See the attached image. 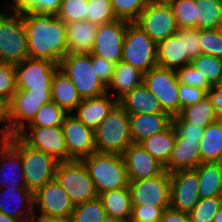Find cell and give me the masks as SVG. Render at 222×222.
I'll return each mask as SVG.
<instances>
[{"instance_id":"61","label":"cell","mask_w":222,"mask_h":222,"mask_svg":"<svg viewBox=\"0 0 222 222\" xmlns=\"http://www.w3.org/2000/svg\"><path fill=\"white\" fill-rule=\"evenodd\" d=\"M151 2H161V3H167L170 0H150Z\"/></svg>"},{"instance_id":"13","label":"cell","mask_w":222,"mask_h":222,"mask_svg":"<svg viewBox=\"0 0 222 222\" xmlns=\"http://www.w3.org/2000/svg\"><path fill=\"white\" fill-rule=\"evenodd\" d=\"M132 205L170 207V173L129 182Z\"/></svg>"},{"instance_id":"47","label":"cell","mask_w":222,"mask_h":222,"mask_svg":"<svg viewBox=\"0 0 222 222\" xmlns=\"http://www.w3.org/2000/svg\"><path fill=\"white\" fill-rule=\"evenodd\" d=\"M175 73L179 83H184L191 87L205 89L206 91L212 87L208 81L203 76H201L197 69L192 67L191 64L176 69Z\"/></svg>"},{"instance_id":"36","label":"cell","mask_w":222,"mask_h":222,"mask_svg":"<svg viewBox=\"0 0 222 222\" xmlns=\"http://www.w3.org/2000/svg\"><path fill=\"white\" fill-rule=\"evenodd\" d=\"M190 64L193 68L203 76L211 86H215L222 77V59L200 54L191 60Z\"/></svg>"},{"instance_id":"57","label":"cell","mask_w":222,"mask_h":222,"mask_svg":"<svg viewBox=\"0 0 222 222\" xmlns=\"http://www.w3.org/2000/svg\"><path fill=\"white\" fill-rule=\"evenodd\" d=\"M0 222H23V221L0 212Z\"/></svg>"},{"instance_id":"58","label":"cell","mask_w":222,"mask_h":222,"mask_svg":"<svg viewBox=\"0 0 222 222\" xmlns=\"http://www.w3.org/2000/svg\"><path fill=\"white\" fill-rule=\"evenodd\" d=\"M212 222H222V205L217 211V213L214 215Z\"/></svg>"},{"instance_id":"42","label":"cell","mask_w":222,"mask_h":222,"mask_svg":"<svg viewBox=\"0 0 222 222\" xmlns=\"http://www.w3.org/2000/svg\"><path fill=\"white\" fill-rule=\"evenodd\" d=\"M150 0H111L117 19L135 22Z\"/></svg>"},{"instance_id":"40","label":"cell","mask_w":222,"mask_h":222,"mask_svg":"<svg viewBox=\"0 0 222 222\" xmlns=\"http://www.w3.org/2000/svg\"><path fill=\"white\" fill-rule=\"evenodd\" d=\"M87 21L102 25L117 20L111 0H88Z\"/></svg>"},{"instance_id":"19","label":"cell","mask_w":222,"mask_h":222,"mask_svg":"<svg viewBox=\"0 0 222 222\" xmlns=\"http://www.w3.org/2000/svg\"><path fill=\"white\" fill-rule=\"evenodd\" d=\"M129 182L153 178L165 171V167L139 144H131L122 154Z\"/></svg>"},{"instance_id":"35","label":"cell","mask_w":222,"mask_h":222,"mask_svg":"<svg viewBox=\"0 0 222 222\" xmlns=\"http://www.w3.org/2000/svg\"><path fill=\"white\" fill-rule=\"evenodd\" d=\"M222 20V3L216 0H195V28L217 29Z\"/></svg>"},{"instance_id":"43","label":"cell","mask_w":222,"mask_h":222,"mask_svg":"<svg viewBox=\"0 0 222 222\" xmlns=\"http://www.w3.org/2000/svg\"><path fill=\"white\" fill-rule=\"evenodd\" d=\"M180 28H195V0H170L167 2Z\"/></svg>"},{"instance_id":"9","label":"cell","mask_w":222,"mask_h":222,"mask_svg":"<svg viewBox=\"0 0 222 222\" xmlns=\"http://www.w3.org/2000/svg\"><path fill=\"white\" fill-rule=\"evenodd\" d=\"M143 83L172 117L180 114L179 82L175 70L155 66L144 73Z\"/></svg>"},{"instance_id":"45","label":"cell","mask_w":222,"mask_h":222,"mask_svg":"<svg viewBox=\"0 0 222 222\" xmlns=\"http://www.w3.org/2000/svg\"><path fill=\"white\" fill-rule=\"evenodd\" d=\"M201 53L222 59V35L218 29H199Z\"/></svg>"},{"instance_id":"63","label":"cell","mask_w":222,"mask_h":222,"mask_svg":"<svg viewBox=\"0 0 222 222\" xmlns=\"http://www.w3.org/2000/svg\"><path fill=\"white\" fill-rule=\"evenodd\" d=\"M217 163L220 165V168L222 170V154H221V157H220V159H219V161Z\"/></svg>"},{"instance_id":"31","label":"cell","mask_w":222,"mask_h":222,"mask_svg":"<svg viewBox=\"0 0 222 222\" xmlns=\"http://www.w3.org/2000/svg\"><path fill=\"white\" fill-rule=\"evenodd\" d=\"M194 170L198 173L200 198L222 197V170L217 162H202Z\"/></svg>"},{"instance_id":"20","label":"cell","mask_w":222,"mask_h":222,"mask_svg":"<svg viewBox=\"0 0 222 222\" xmlns=\"http://www.w3.org/2000/svg\"><path fill=\"white\" fill-rule=\"evenodd\" d=\"M2 189H6V191L4 192ZM2 189H0V212L23 222H30L35 215L34 193L26 187H12V185ZM12 201H15L17 206L13 204L14 207H11ZM20 206L23 210L20 209Z\"/></svg>"},{"instance_id":"44","label":"cell","mask_w":222,"mask_h":222,"mask_svg":"<svg viewBox=\"0 0 222 222\" xmlns=\"http://www.w3.org/2000/svg\"><path fill=\"white\" fill-rule=\"evenodd\" d=\"M88 0H62L56 16L65 24L87 20Z\"/></svg>"},{"instance_id":"62","label":"cell","mask_w":222,"mask_h":222,"mask_svg":"<svg viewBox=\"0 0 222 222\" xmlns=\"http://www.w3.org/2000/svg\"><path fill=\"white\" fill-rule=\"evenodd\" d=\"M217 29L219 30L220 34L222 35V20H221V22L219 23V26H218Z\"/></svg>"},{"instance_id":"33","label":"cell","mask_w":222,"mask_h":222,"mask_svg":"<svg viewBox=\"0 0 222 222\" xmlns=\"http://www.w3.org/2000/svg\"><path fill=\"white\" fill-rule=\"evenodd\" d=\"M222 154V120H217L204 128L200 140L201 162H218Z\"/></svg>"},{"instance_id":"26","label":"cell","mask_w":222,"mask_h":222,"mask_svg":"<svg viewBox=\"0 0 222 222\" xmlns=\"http://www.w3.org/2000/svg\"><path fill=\"white\" fill-rule=\"evenodd\" d=\"M96 31L97 25L87 20L66 24L68 53L91 54Z\"/></svg>"},{"instance_id":"37","label":"cell","mask_w":222,"mask_h":222,"mask_svg":"<svg viewBox=\"0 0 222 222\" xmlns=\"http://www.w3.org/2000/svg\"><path fill=\"white\" fill-rule=\"evenodd\" d=\"M67 114L63 108L51 100L40 108L34 119L26 127L62 126Z\"/></svg>"},{"instance_id":"8","label":"cell","mask_w":222,"mask_h":222,"mask_svg":"<svg viewBox=\"0 0 222 222\" xmlns=\"http://www.w3.org/2000/svg\"><path fill=\"white\" fill-rule=\"evenodd\" d=\"M122 61L142 73L157 66V44L134 22L129 23L126 28Z\"/></svg>"},{"instance_id":"46","label":"cell","mask_w":222,"mask_h":222,"mask_svg":"<svg viewBox=\"0 0 222 222\" xmlns=\"http://www.w3.org/2000/svg\"><path fill=\"white\" fill-rule=\"evenodd\" d=\"M16 91L17 87L14 64L0 62V97L9 102Z\"/></svg>"},{"instance_id":"53","label":"cell","mask_w":222,"mask_h":222,"mask_svg":"<svg viewBox=\"0 0 222 222\" xmlns=\"http://www.w3.org/2000/svg\"><path fill=\"white\" fill-rule=\"evenodd\" d=\"M0 140H6L11 137V124L9 119L8 101L0 97Z\"/></svg>"},{"instance_id":"51","label":"cell","mask_w":222,"mask_h":222,"mask_svg":"<svg viewBox=\"0 0 222 222\" xmlns=\"http://www.w3.org/2000/svg\"><path fill=\"white\" fill-rule=\"evenodd\" d=\"M92 67L99 80L107 87L111 82L115 70V63L109 62L91 54Z\"/></svg>"},{"instance_id":"23","label":"cell","mask_w":222,"mask_h":222,"mask_svg":"<svg viewBox=\"0 0 222 222\" xmlns=\"http://www.w3.org/2000/svg\"><path fill=\"white\" fill-rule=\"evenodd\" d=\"M109 92L91 98H83L81 103L74 110V116L84 125L95 130L96 127L106 118L111 110L118 104V101L109 96Z\"/></svg>"},{"instance_id":"50","label":"cell","mask_w":222,"mask_h":222,"mask_svg":"<svg viewBox=\"0 0 222 222\" xmlns=\"http://www.w3.org/2000/svg\"><path fill=\"white\" fill-rule=\"evenodd\" d=\"M206 96L207 91L205 89L191 87L184 83H179L180 113L183 108L199 102Z\"/></svg>"},{"instance_id":"1","label":"cell","mask_w":222,"mask_h":222,"mask_svg":"<svg viewBox=\"0 0 222 222\" xmlns=\"http://www.w3.org/2000/svg\"><path fill=\"white\" fill-rule=\"evenodd\" d=\"M27 36L28 57L49 59L60 64L68 53L66 24L53 13L22 14Z\"/></svg>"},{"instance_id":"17","label":"cell","mask_w":222,"mask_h":222,"mask_svg":"<svg viewBox=\"0 0 222 222\" xmlns=\"http://www.w3.org/2000/svg\"><path fill=\"white\" fill-rule=\"evenodd\" d=\"M199 200V178L194 169L170 173L171 209L189 213Z\"/></svg>"},{"instance_id":"4","label":"cell","mask_w":222,"mask_h":222,"mask_svg":"<svg viewBox=\"0 0 222 222\" xmlns=\"http://www.w3.org/2000/svg\"><path fill=\"white\" fill-rule=\"evenodd\" d=\"M94 134L96 150L99 153L123 154L133 144L129 115L119 104L96 127Z\"/></svg>"},{"instance_id":"18","label":"cell","mask_w":222,"mask_h":222,"mask_svg":"<svg viewBox=\"0 0 222 222\" xmlns=\"http://www.w3.org/2000/svg\"><path fill=\"white\" fill-rule=\"evenodd\" d=\"M17 135L30 147L51 155L59 162L67 161V148L62 126L28 127Z\"/></svg>"},{"instance_id":"22","label":"cell","mask_w":222,"mask_h":222,"mask_svg":"<svg viewBox=\"0 0 222 222\" xmlns=\"http://www.w3.org/2000/svg\"><path fill=\"white\" fill-rule=\"evenodd\" d=\"M129 125L133 144H139L144 139L167 130L172 125V116L168 113L130 114Z\"/></svg>"},{"instance_id":"7","label":"cell","mask_w":222,"mask_h":222,"mask_svg":"<svg viewBox=\"0 0 222 222\" xmlns=\"http://www.w3.org/2000/svg\"><path fill=\"white\" fill-rule=\"evenodd\" d=\"M7 11H0V61L16 64L28 58L27 36L22 14Z\"/></svg>"},{"instance_id":"52","label":"cell","mask_w":222,"mask_h":222,"mask_svg":"<svg viewBox=\"0 0 222 222\" xmlns=\"http://www.w3.org/2000/svg\"><path fill=\"white\" fill-rule=\"evenodd\" d=\"M185 35L186 53L191 59L199 56L201 53V47L199 43V29L197 28H180L179 29Z\"/></svg>"},{"instance_id":"32","label":"cell","mask_w":222,"mask_h":222,"mask_svg":"<svg viewBox=\"0 0 222 222\" xmlns=\"http://www.w3.org/2000/svg\"><path fill=\"white\" fill-rule=\"evenodd\" d=\"M175 138L176 131L171 125L167 130L144 139L139 145L165 166L171 156Z\"/></svg>"},{"instance_id":"59","label":"cell","mask_w":222,"mask_h":222,"mask_svg":"<svg viewBox=\"0 0 222 222\" xmlns=\"http://www.w3.org/2000/svg\"><path fill=\"white\" fill-rule=\"evenodd\" d=\"M101 222H123L120 219L114 218L113 216L106 215Z\"/></svg>"},{"instance_id":"34","label":"cell","mask_w":222,"mask_h":222,"mask_svg":"<svg viewBox=\"0 0 222 222\" xmlns=\"http://www.w3.org/2000/svg\"><path fill=\"white\" fill-rule=\"evenodd\" d=\"M179 116L191 125L201 128H206L209 124L218 120L208 96L183 108Z\"/></svg>"},{"instance_id":"15","label":"cell","mask_w":222,"mask_h":222,"mask_svg":"<svg viewBox=\"0 0 222 222\" xmlns=\"http://www.w3.org/2000/svg\"><path fill=\"white\" fill-rule=\"evenodd\" d=\"M130 22L117 19L98 25L91 54L117 64L122 60L123 40Z\"/></svg>"},{"instance_id":"56","label":"cell","mask_w":222,"mask_h":222,"mask_svg":"<svg viewBox=\"0 0 222 222\" xmlns=\"http://www.w3.org/2000/svg\"><path fill=\"white\" fill-rule=\"evenodd\" d=\"M30 222H72L71 218H55L35 214Z\"/></svg>"},{"instance_id":"21","label":"cell","mask_w":222,"mask_h":222,"mask_svg":"<svg viewBox=\"0 0 222 222\" xmlns=\"http://www.w3.org/2000/svg\"><path fill=\"white\" fill-rule=\"evenodd\" d=\"M191 60L186 53L185 35L180 30L157 44V66L176 70Z\"/></svg>"},{"instance_id":"14","label":"cell","mask_w":222,"mask_h":222,"mask_svg":"<svg viewBox=\"0 0 222 222\" xmlns=\"http://www.w3.org/2000/svg\"><path fill=\"white\" fill-rule=\"evenodd\" d=\"M67 148V161L82 160L97 152L94 130L84 125L73 113H68L62 124Z\"/></svg>"},{"instance_id":"54","label":"cell","mask_w":222,"mask_h":222,"mask_svg":"<svg viewBox=\"0 0 222 222\" xmlns=\"http://www.w3.org/2000/svg\"><path fill=\"white\" fill-rule=\"evenodd\" d=\"M207 96L209 97L218 120H222V90L216 86H212L207 91Z\"/></svg>"},{"instance_id":"6","label":"cell","mask_w":222,"mask_h":222,"mask_svg":"<svg viewBox=\"0 0 222 222\" xmlns=\"http://www.w3.org/2000/svg\"><path fill=\"white\" fill-rule=\"evenodd\" d=\"M59 68L69 77L81 98L98 97L107 93L91 63V54L67 53Z\"/></svg>"},{"instance_id":"2","label":"cell","mask_w":222,"mask_h":222,"mask_svg":"<svg viewBox=\"0 0 222 222\" xmlns=\"http://www.w3.org/2000/svg\"><path fill=\"white\" fill-rule=\"evenodd\" d=\"M21 155L25 187L35 193L54 179L59 163L51 155L27 145L18 135L6 139Z\"/></svg>"},{"instance_id":"41","label":"cell","mask_w":222,"mask_h":222,"mask_svg":"<svg viewBox=\"0 0 222 222\" xmlns=\"http://www.w3.org/2000/svg\"><path fill=\"white\" fill-rule=\"evenodd\" d=\"M222 205V197L200 198L188 213L191 222H212Z\"/></svg>"},{"instance_id":"24","label":"cell","mask_w":222,"mask_h":222,"mask_svg":"<svg viewBox=\"0 0 222 222\" xmlns=\"http://www.w3.org/2000/svg\"><path fill=\"white\" fill-rule=\"evenodd\" d=\"M200 140L180 139L176 136L168 163L164 166L168 173L195 169L201 164Z\"/></svg>"},{"instance_id":"12","label":"cell","mask_w":222,"mask_h":222,"mask_svg":"<svg viewBox=\"0 0 222 222\" xmlns=\"http://www.w3.org/2000/svg\"><path fill=\"white\" fill-rule=\"evenodd\" d=\"M17 90H51L58 64L49 59L26 58L14 64Z\"/></svg>"},{"instance_id":"38","label":"cell","mask_w":222,"mask_h":222,"mask_svg":"<svg viewBox=\"0 0 222 222\" xmlns=\"http://www.w3.org/2000/svg\"><path fill=\"white\" fill-rule=\"evenodd\" d=\"M106 215L101 200L96 198L74 205L71 220L72 222H101Z\"/></svg>"},{"instance_id":"16","label":"cell","mask_w":222,"mask_h":222,"mask_svg":"<svg viewBox=\"0 0 222 222\" xmlns=\"http://www.w3.org/2000/svg\"><path fill=\"white\" fill-rule=\"evenodd\" d=\"M74 204L54 178L34 193V213L55 218H71Z\"/></svg>"},{"instance_id":"48","label":"cell","mask_w":222,"mask_h":222,"mask_svg":"<svg viewBox=\"0 0 222 222\" xmlns=\"http://www.w3.org/2000/svg\"><path fill=\"white\" fill-rule=\"evenodd\" d=\"M170 207H155L151 205H132L129 222H154L161 220L165 209Z\"/></svg>"},{"instance_id":"29","label":"cell","mask_w":222,"mask_h":222,"mask_svg":"<svg viewBox=\"0 0 222 222\" xmlns=\"http://www.w3.org/2000/svg\"><path fill=\"white\" fill-rule=\"evenodd\" d=\"M143 77L144 73L121 60L115 64L112 80L107 86V93L110 91L109 88H111L114 90L112 91L114 99L119 101L135 87L141 85Z\"/></svg>"},{"instance_id":"28","label":"cell","mask_w":222,"mask_h":222,"mask_svg":"<svg viewBox=\"0 0 222 222\" xmlns=\"http://www.w3.org/2000/svg\"><path fill=\"white\" fill-rule=\"evenodd\" d=\"M51 99L67 113H73L82 101L72 81L59 67L52 76Z\"/></svg>"},{"instance_id":"30","label":"cell","mask_w":222,"mask_h":222,"mask_svg":"<svg viewBox=\"0 0 222 222\" xmlns=\"http://www.w3.org/2000/svg\"><path fill=\"white\" fill-rule=\"evenodd\" d=\"M106 214L129 222L132 212V200L129 186L102 192L98 195Z\"/></svg>"},{"instance_id":"39","label":"cell","mask_w":222,"mask_h":222,"mask_svg":"<svg viewBox=\"0 0 222 222\" xmlns=\"http://www.w3.org/2000/svg\"><path fill=\"white\" fill-rule=\"evenodd\" d=\"M62 0H12L9 8L21 14L31 12L56 13L59 11Z\"/></svg>"},{"instance_id":"60","label":"cell","mask_w":222,"mask_h":222,"mask_svg":"<svg viewBox=\"0 0 222 222\" xmlns=\"http://www.w3.org/2000/svg\"><path fill=\"white\" fill-rule=\"evenodd\" d=\"M215 86L222 90V77L219 79L218 83Z\"/></svg>"},{"instance_id":"49","label":"cell","mask_w":222,"mask_h":222,"mask_svg":"<svg viewBox=\"0 0 222 222\" xmlns=\"http://www.w3.org/2000/svg\"><path fill=\"white\" fill-rule=\"evenodd\" d=\"M172 125L175 128L176 136L180 139H197L201 140L204 128L196 127L184 121L179 115L172 117Z\"/></svg>"},{"instance_id":"5","label":"cell","mask_w":222,"mask_h":222,"mask_svg":"<svg viewBox=\"0 0 222 222\" xmlns=\"http://www.w3.org/2000/svg\"><path fill=\"white\" fill-rule=\"evenodd\" d=\"M54 178L74 205L98 198L94 182L82 160L59 162Z\"/></svg>"},{"instance_id":"10","label":"cell","mask_w":222,"mask_h":222,"mask_svg":"<svg viewBox=\"0 0 222 222\" xmlns=\"http://www.w3.org/2000/svg\"><path fill=\"white\" fill-rule=\"evenodd\" d=\"M51 100V90H17L8 102L11 137L26 128L40 108Z\"/></svg>"},{"instance_id":"11","label":"cell","mask_w":222,"mask_h":222,"mask_svg":"<svg viewBox=\"0 0 222 222\" xmlns=\"http://www.w3.org/2000/svg\"><path fill=\"white\" fill-rule=\"evenodd\" d=\"M134 23L145 31L156 44L179 30L168 3L150 2Z\"/></svg>"},{"instance_id":"3","label":"cell","mask_w":222,"mask_h":222,"mask_svg":"<svg viewBox=\"0 0 222 222\" xmlns=\"http://www.w3.org/2000/svg\"><path fill=\"white\" fill-rule=\"evenodd\" d=\"M82 161L98 194L128 187L129 179L122 154L95 152Z\"/></svg>"},{"instance_id":"55","label":"cell","mask_w":222,"mask_h":222,"mask_svg":"<svg viewBox=\"0 0 222 222\" xmlns=\"http://www.w3.org/2000/svg\"><path fill=\"white\" fill-rule=\"evenodd\" d=\"M162 222H191L188 213L176 211L171 208L165 209L162 217Z\"/></svg>"},{"instance_id":"25","label":"cell","mask_w":222,"mask_h":222,"mask_svg":"<svg viewBox=\"0 0 222 222\" xmlns=\"http://www.w3.org/2000/svg\"><path fill=\"white\" fill-rule=\"evenodd\" d=\"M0 160V189L5 188V184L7 187H25L21 155L7 140H0Z\"/></svg>"},{"instance_id":"27","label":"cell","mask_w":222,"mask_h":222,"mask_svg":"<svg viewBox=\"0 0 222 222\" xmlns=\"http://www.w3.org/2000/svg\"><path fill=\"white\" fill-rule=\"evenodd\" d=\"M118 104L128 115L166 113L163 111L159 100L149 92L144 83L127 93L118 101Z\"/></svg>"}]
</instances>
